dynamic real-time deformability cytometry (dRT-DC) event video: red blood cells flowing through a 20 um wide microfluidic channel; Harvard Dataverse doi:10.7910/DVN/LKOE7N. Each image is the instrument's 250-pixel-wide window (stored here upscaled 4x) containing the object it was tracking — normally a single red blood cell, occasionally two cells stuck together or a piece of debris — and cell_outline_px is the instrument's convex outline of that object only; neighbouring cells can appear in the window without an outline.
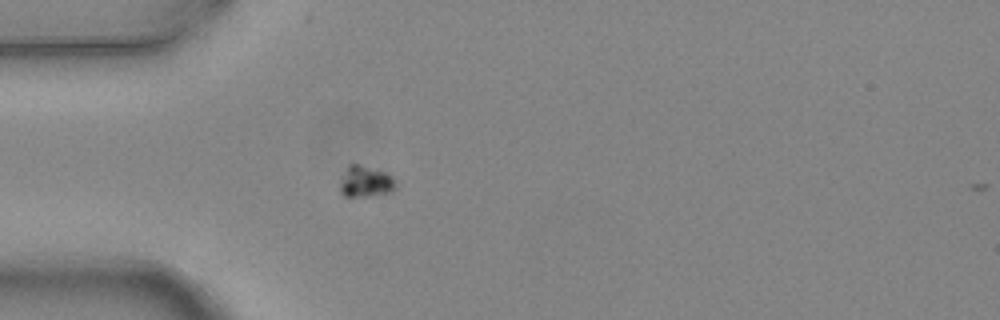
{"species": "common noctule bat (a hibernating species)", "species_latin": "Nyctalus noctula", "temperature_condition": "warm", "stored_images_in_passage": 4, "camera_frame_rate_fps": 3000, "um_per_image_px": 0.085, "animal": {"sex": "female", "body_mass_g": 24.6, "forearm_length_mm": 56.2}, "frame": {"image": 1, "passage_image": 4, "time_ms": 1.0, "image_size_px": [1000, 320], "cell_outline_px": [[396, 188], [392, 192], [368, 196], [344, 196], [340, 192], [340, 184], [348, 164], [360, 164], [388, 172], [396, 180]], "centroid_in_image_um": [31.12, 15.42], "position_along_channel_um": 53.9, "area_um2": 10.29}}